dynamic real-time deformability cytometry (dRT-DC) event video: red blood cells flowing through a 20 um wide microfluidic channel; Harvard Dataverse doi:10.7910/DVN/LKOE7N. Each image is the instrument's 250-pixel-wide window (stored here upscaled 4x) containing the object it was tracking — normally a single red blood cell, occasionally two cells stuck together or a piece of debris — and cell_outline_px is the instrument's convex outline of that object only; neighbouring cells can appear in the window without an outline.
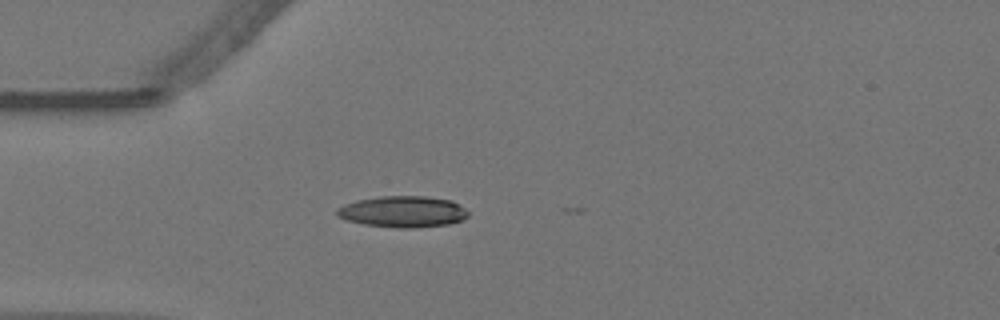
{"species": "Egyptian fruit bat (a non-hibernating species)", "species_latin": "Rousettus aegyptiacus", "temperature_condition": "warm", "stored_images_in_passage": 23, "camera_frame_rate_fps": 3000, "um_per_image_px": 0.085, "animal": {"sex": "female"}, "frame": {"image": 1, "passage_image": 15, "time_ms": 4.667, "image_size_px": [1000, 320], "cell_outline_px": [[468, 216], [460, 220], [448, 224], [412, 228], [396, 228], [364, 224], [348, 220], [336, 216], [336, 208], [344, 204], [356, 200], [380, 196], [424, 196], [452, 200], [464, 208], [468, 212]], "centroid_in_image_um": [34.21, 17.98], "position_along_channel_um": 50.8, "area_um2": 23.93}}
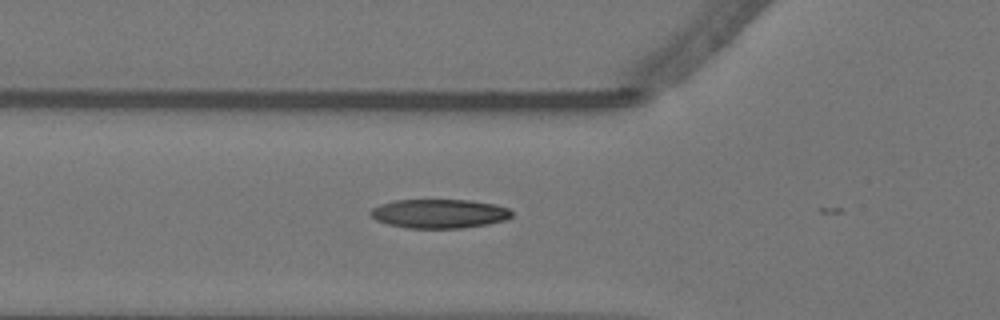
{"frame": {"image": 2, "passage_image": 19, "time_ms": 6.0, "image_size_px": [1000, 320], "cell_outline_px": [[512, 216], [504, 220], [488, 224], [460, 228], [408, 228], [388, 224], [376, 220], [368, 212], [372, 208], [380, 204], [392, 200], [468, 200], [496, 204], [508, 208], [512, 212]], "centroid_in_image_um": [37.32, 18.15], "position_along_channel_um": 88.5, "area_um2": 23.93}}
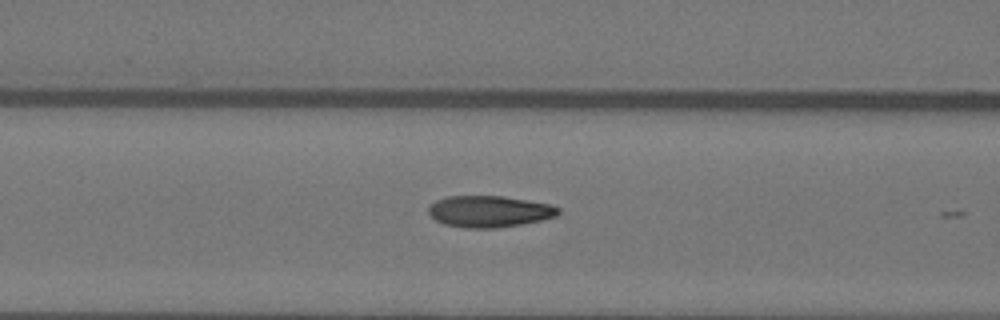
{"frame": {"image": 3, "passage_image": 22, "time_ms": 7.0, "image_size_px": [1000, 320], "cell_outline_px": [[560, 212], [556, 216], [540, 220], [520, 224], [496, 228], [464, 228], [444, 224], [436, 220], [428, 212], [428, 208], [436, 200], [448, 196], [504, 196], [548, 204], [560, 208]], "centroid_in_image_um": [41.57, 17.97], "position_along_channel_um": 125.0, "area_um2": 23.64}}